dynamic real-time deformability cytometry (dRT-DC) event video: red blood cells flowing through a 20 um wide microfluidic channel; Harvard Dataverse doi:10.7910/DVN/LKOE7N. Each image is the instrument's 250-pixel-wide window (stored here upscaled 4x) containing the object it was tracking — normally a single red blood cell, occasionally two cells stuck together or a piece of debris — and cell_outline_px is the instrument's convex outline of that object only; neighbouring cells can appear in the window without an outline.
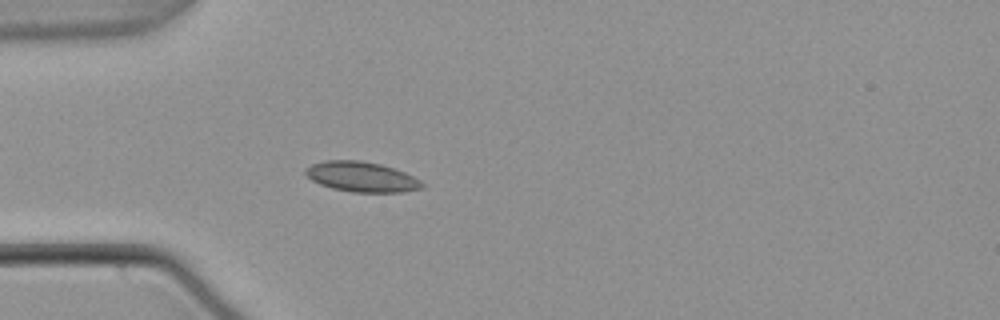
{"species": "common noctule bat (a hibernating species)", "species_latin": "Nyctalus noctula", "temperature_condition": "warm", "stored_images_in_passage": 53, "camera_frame_rate_fps": 3000, "um_per_image_px": 0.085, "animal": {"sex": "male", "body_mass_g": 21.5, "forearm_length_mm": 52.0}, "frame": {"image": 1, "passage_image": 15, "time_ms": 4.667, "image_size_px": [1000, 320], "cell_outline_px": [[424, 188], [404, 192], [352, 192], [332, 188], [320, 184], [312, 180], [304, 172], [304, 168], [312, 164], [324, 160], [360, 160], [380, 164], [404, 172], [420, 180], [424, 184]], "centroid_in_image_um": [30.73, 15.03], "position_along_channel_um": 54.3, "area_um2": 20.46}}
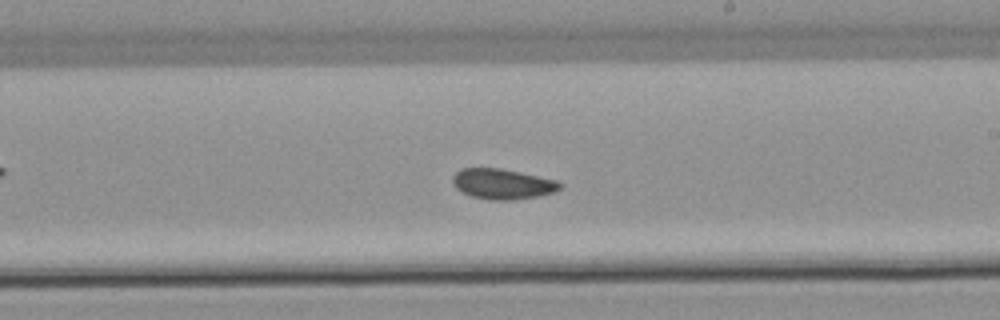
{"frame": {"image": 2, "passage_image": 31, "time_ms": 10.0, "image_size_px": [1000, 320], "cell_outline_px": [[564, 184], [556, 192], [540, 196], [512, 200], [488, 200], [472, 196], [460, 192], [452, 184], [452, 176], [460, 168], [500, 168], [520, 172], [556, 180]], "centroid_in_image_um": [42.7, 15.64], "position_along_channel_um": 246.3, "area_um2": 19.25}}
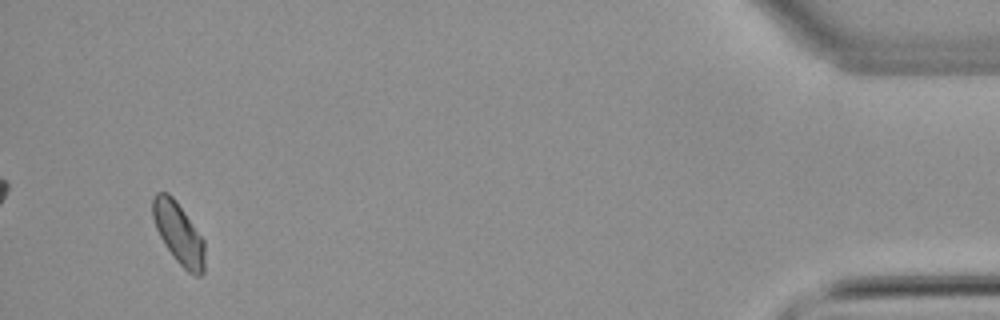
{"frame": {"image": 3, "passage_image": 51, "time_ms": 16.667, "image_size_px": [1000, 320], "cell_outline_px": [[204, 272], [200, 276], [196, 276], [188, 272], [176, 260], [164, 244], [156, 228], [152, 216], [152, 196], [156, 192], [168, 192], [176, 200], [204, 240]], "centroid_in_image_um": [15.17, 19.81], "position_along_channel_um": 420.0, "area_um2": 18.61}, "authors_computed_cell_mechanics": {"area_um2": 19.1318, "velocity_mm_per_s": 3.7582, "shape_relaxation_time_tau1_ms": null, "shape_relaxation_time_tau2_ms": 9.4116, "deformation_change_tau1": null, "deformation_change_tau2": 0.0846}}